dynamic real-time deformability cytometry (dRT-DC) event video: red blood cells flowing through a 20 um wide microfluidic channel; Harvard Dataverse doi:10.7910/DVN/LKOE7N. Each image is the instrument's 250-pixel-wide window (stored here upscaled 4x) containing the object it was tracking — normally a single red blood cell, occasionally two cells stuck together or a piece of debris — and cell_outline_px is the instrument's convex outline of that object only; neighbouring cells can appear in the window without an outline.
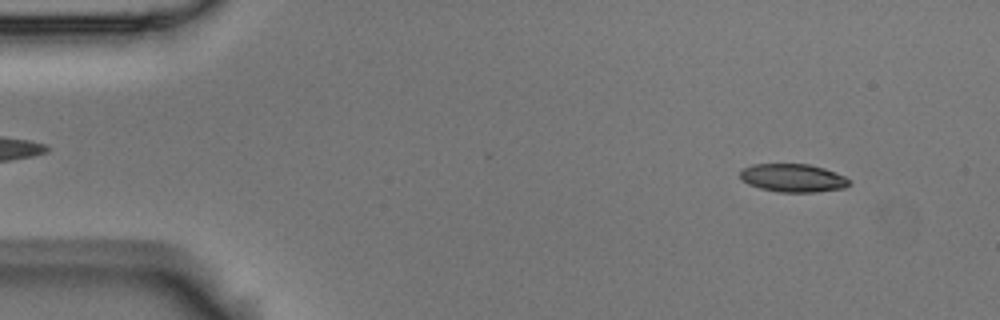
{"species": "Egyptian fruit bat (a non-hibernating species)", "species_latin": "Rousettus aegyptiacus", "temperature_condition": "room temperature", "stored_images_in_passage": 54, "camera_frame_rate_fps": 3000, "um_per_image_px": 0.085, "animal": {"sex": "male"}, "frame": {"image": 1, "passage_image": 5, "time_ms": 1.333, "image_size_px": [1000, 320], "cell_outline_px": [[848, 184], [844, 188], [816, 192], [780, 192], [760, 188], [748, 184], [740, 180], [740, 172], [744, 168], [752, 164], [808, 164], [824, 168], [836, 172], [844, 176], [848, 180]], "centroid_in_image_um": [67.37, 15.12], "position_along_channel_um": 17.6, "area_um2": 17.86}}
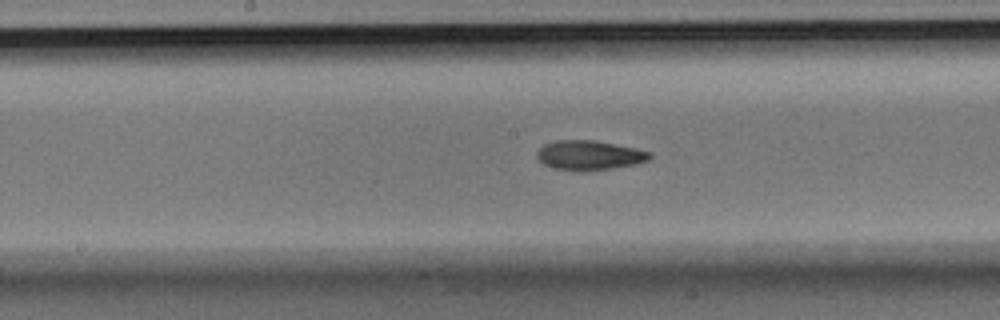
{"frame": {"image": 2, "passage_image": 27, "time_ms": 8.667, "image_size_px": [1000, 320], "cell_outline_px": [[652, 156], [648, 160], [636, 164], [612, 168], [580, 172], [556, 168], [544, 164], [536, 156], [536, 152], [544, 144], [556, 140], [596, 140], [636, 148], [648, 152]], "centroid_in_image_um": [50.08, 13.19], "position_along_channel_um": 198.1, "area_um2": 19.42}}
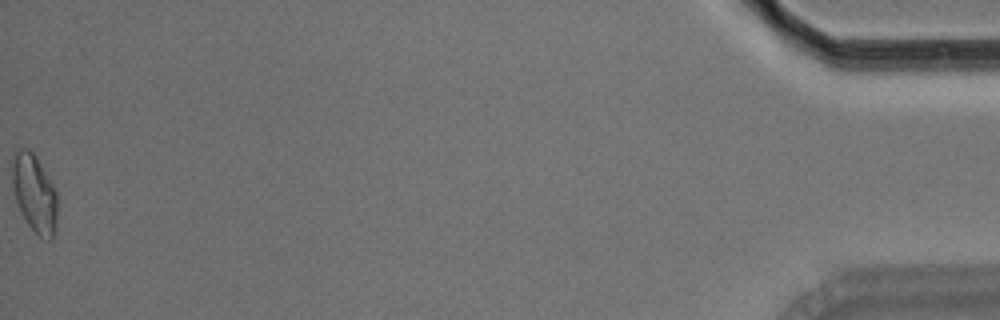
{"frame": {"image": 3, "passage_image": 54, "time_ms": 17.667, "image_size_px": [1000, 320], "cell_outline_px": [[56, 232], [52, 240], [48, 240], [40, 236], [28, 224], [16, 200], [12, 184], [12, 156], [16, 148], [28, 148], [36, 156], [56, 188]], "centroid_in_image_um": [2.93, 16.39], "position_along_channel_um": 432.3, "area_um2": 20.52}, "authors_computed_cell_mechanics": {"area_um2": 18.6983, "velocity_mm_per_s": 3.7153, "shape_relaxation_time_tau1_ms": 5.7427, "shape_relaxation_time_tau2_ms": 3.6247, "deformation_change_tau1": 0.1676, "deformation_change_tau2": 0.1057}}